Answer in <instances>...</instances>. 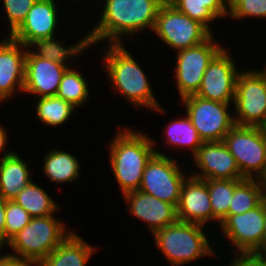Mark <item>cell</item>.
I'll use <instances>...</instances> for the list:
<instances>
[{
    "label": "cell",
    "instance_id": "4dcf8cb0",
    "mask_svg": "<svg viewBox=\"0 0 266 266\" xmlns=\"http://www.w3.org/2000/svg\"><path fill=\"white\" fill-rule=\"evenodd\" d=\"M30 214L13 200H6L4 245H6L31 220Z\"/></svg>",
    "mask_w": 266,
    "mask_h": 266
},
{
    "label": "cell",
    "instance_id": "7402d4cb",
    "mask_svg": "<svg viewBox=\"0 0 266 266\" xmlns=\"http://www.w3.org/2000/svg\"><path fill=\"white\" fill-rule=\"evenodd\" d=\"M179 12L201 23L211 34V24L228 16L229 0H167Z\"/></svg>",
    "mask_w": 266,
    "mask_h": 266
},
{
    "label": "cell",
    "instance_id": "ba28073f",
    "mask_svg": "<svg viewBox=\"0 0 266 266\" xmlns=\"http://www.w3.org/2000/svg\"><path fill=\"white\" fill-rule=\"evenodd\" d=\"M193 127L203 142L223 141L235 126L230 103H220L196 95L180 99ZM229 107V108H228Z\"/></svg>",
    "mask_w": 266,
    "mask_h": 266
},
{
    "label": "cell",
    "instance_id": "30bf717a",
    "mask_svg": "<svg viewBox=\"0 0 266 266\" xmlns=\"http://www.w3.org/2000/svg\"><path fill=\"white\" fill-rule=\"evenodd\" d=\"M233 104L235 125L258 126L266 117V80L260 68L239 72Z\"/></svg>",
    "mask_w": 266,
    "mask_h": 266
},
{
    "label": "cell",
    "instance_id": "d6986e66",
    "mask_svg": "<svg viewBox=\"0 0 266 266\" xmlns=\"http://www.w3.org/2000/svg\"><path fill=\"white\" fill-rule=\"evenodd\" d=\"M123 198L128 204L130 214L145 222L152 235L178 220L176 207L173 204L140 190L127 192L123 194Z\"/></svg>",
    "mask_w": 266,
    "mask_h": 266
},
{
    "label": "cell",
    "instance_id": "ffe728a7",
    "mask_svg": "<svg viewBox=\"0 0 266 266\" xmlns=\"http://www.w3.org/2000/svg\"><path fill=\"white\" fill-rule=\"evenodd\" d=\"M29 165L14 151H5L0 160V196L13 200L18 193L30 184Z\"/></svg>",
    "mask_w": 266,
    "mask_h": 266
},
{
    "label": "cell",
    "instance_id": "3957f363",
    "mask_svg": "<svg viewBox=\"0 0 266 266\" xmlns=\"http://www.w3.org/2000/svg\"><path fill=\"white\" fill-rule=\"evenodd\" d=\"M113 136L109 150L111 170L123 194L139 190L148 161L156 153L155 140L124 127Z\"/></svg>",
    "mask_w": 266,
    "mask_h": 266
},
{
    "label": "cell",
    "instance_id": "d590c367",
    "mask_svg": "<svg viewBox=\"0 0 266 266\" xmlns=\"http://www.w3.org/2000/svg\"><path fill=\"white\" fill-rule=\"evenodd\" d=\"M5 207L6 200L0 196V251L4 246Z\"/></svg>",
    "mask_w": 266,
    "mask_h": 266
},
{
    "label": "cell",
    "instance_id": "e0dca14e",
    "mask_svg": "<svg viewBox=\"0 0 266 266\" xmlns=\"http://www.w3.org/2000/svg\"><path fill=\"white\" fill-rule=\"evenodd\" d=\"M26 52L27 47L9 36H6L0 42L1 102L10 100L17 89L23 92Z\"/></svg>",
    "mask_w": 266,
    "mask_h": 266
},
{
    "label": "cell",
    "instance_id": "f35d334b",
    "mask_svg": "<svg viewBox=\"0 0 266 266\" xmlns=\"http://www.w3.org/2000/svg\"><path fill=\"white\" fill-rule=\"evenodd\" d=\"M262 249H266V198H265V225L263 231Z\"/></svg>",
    "mask_w": 266,
    "mask_h": 266
},
{
    "label": "cell",
    "instance_id": "603a6c76",
    "mask_svg": "<svg viewBox=\"0 0 266 266\" xmlns=\"http://www.w3.org/2000/svg\"><path fill=\"white\" fill-rule=\"evenodd\" d=\"M43 171L51 182L72 183L80 176V163L77 157L63 150H48L43 157Z\"/></svg>",
    "mask_w": 266,
    "mask_h": 266
},
{
    "label": "cell",
    "instance_id": "277c9868",
    "mask_svg": "<svg viewBox=\"0 0 266 266\" xmlns=\"http://www.w3.org/2000/svg\"><path fill=\"white\" fill-rule=\"evenodd\" d=\"M66 228L54 215L31 218L30 222L6 244L12 251L6 255L40 264L72 233Z\"/></svg>",
    "mask_w": 266,
    "mask_h": 266
},
{
    "label": "cell",
    "instance_id": "52a82bcc",
    "mask_svg": "<svg viewBox=\"0 0 266 266\" xmlns=\"http://www.w3.org/2000/svg\"><path fill=\"white\" fill-rule=\"evenodd\" d=\"M153 32L175 51L202 44L212 35L201 23L179 12L167 0L158 10Z\"/></svg>",
    "mask_w": 266,
    "mask_h": 266
},
{
    "label": "cell",
    "instance_id": "8992f818",
    "mask_svg": "<svg viewBox=\"0 0 266 266\" xmlns=\"http://www.w3.org/2000/svg\"><path fill=\"white\" fill-rule=\"evenodd\" d=\"M223 142L234 156L241 174L247 179L266 176V142L257 126L235 125Z\"/></svg>",
    "mask_w": 266,
    "mask_h": 266
},
{
    "label": "cell",
    "instance_id": "484cf974",
    "mask_svg": "<svg viewBox=\"0 0 266 266\" xmlns=\"http://www.w3.org/2000/svg\"><path fill=\"white\" fill-rule=\"evenodd\" d=\"M266 198V186L261 179H243L235 188L229 205V215L243 214L257 207Z\"/></svg>",
    "mask_w": 266,
    "mask_h": 266
},
{
    "label": "cell",
    "instance_id": "d6a6232c",
    "mask_svg": "<svg viewBox=\"0 0 266 266\" xmlns=\"http://www.w3.org/2000/svg\"><path fill=\"white\" fill-rule=\"evenodd\" d=\"M37 0H3L5 14L7 15L11 35L24 21L29 10Z\"/></svg>",
    "mask_w": 266,
    "mask_h": 266
},
{
    "label": "cell",
    "instance_id": "8d00e7d4",
    "mask_svg": "<svg viewBox=\"0 0 266 266\" xmlns=\"http://www.w3.org/2000/svg\"><path fill=\"white\" fill-rule=\"evenodd\" d=\"M7 131L4 127H2L0 125V153H2V151L4 150L5 146L7 145V140H8V136H7Z\"/></svg>",
    "mask_w": 266,
    "mask_h": 266
},
{
    "label": "cell",
    "instance_id": "ac0fdd59",
    "mask_svg": "<svg viewBox=\"0 0 266 266\" xmlns=\"http://www.w3.org/2000/svg\"><path fill=\"white\" fill-rule=\"evenodd\" d=\"M178 221L196 223L205 226L213 222V210L210 203L207 183L189 175L184 181L178 205L176 207Z\"/></svg>",
    "mask_w": 266,
    "mask_h": 266
},
{
    "label": "cell",
    "instance_id": "f1b7e54d",
    "mask_svg": "<svg viewBox=\"0 0 266 266\" xmlns=\"http://www.w3.org/2000/svg\"><path fill=\"white\" fill-rule=\"evenodd\" d=\"M36 103V116L41 123L51 127L65 124L76 108L73 104L58 96L38 98Z\"/></svg>",
    "mask_w": 266,
    "mask_h": 266
},
{
    "label": "cell",
    "instance_id": "5bb4252c",
    "mask_svg": "<svg viewBox=\"0 0 266 266\" xmlns=\"http://www.w3.org/2000/svg\"><path fill=\"white\" fill-rule=\"evenodd\" d=\"M197 170L191 176L198 179H246L240 172L234 156L223 141L203 142L193 156Z\"/></svg>",
    "mask_w": 266,
    "mask_h": 266
},
{
    "label": "cell",
    "instance_id": "4fadbf2b",
    "mask_svg": "<svg viewBox=\"0 0 266 266\" xmlns=\"http://www.w3.org/2000/svg\"><path fill=\"white\" fill-rule=\"evenodd\" d=\"M224 47L209 63L196 96L220 102H234L236 80L239 70Z\"/></svg>",
    "mask_w": 266,
    "mask_h": 266
},
{
    "label": "cell",
    "instance_id": "7c38bea8",
    "mask_svg": "<svg viewBox=\"0 0 266 266\" xmlns=\"http://www.w3.org/2000/svg\"><path fill=\"white\" fill-rule=\"evenodd\" d=\"M265 225V199L255 208L238 215H228L219 225L238 255H250L262 249Z\"/></svg>",
    "mask_w": 266,
    "mask_h": 266
},
{
    "label": "cell",
    "instance_id": "e575fe53",
    "mask_svg": "<svg viewBox=\"0 0 266 266\" xmlns=\"http://www.w3.org/2000/svg\"><path fill=\"white\" fill-rule=\"evenodd\" d=\"M229 266H261L260 263L250 255H236L232 258Z\"/></svg>",
    "mask_w": 266,
    "mask_h": 266
},
{
    "label": "cell",
    "instance_id": "74e56055",
    "mask_svg": "<svg viewBox=\"0 0 266 266\" xmlns=\"http://www.w3.org/2000/svg\"><path fill=\"white\" fill-rule=\"evenodd\" d=\"M257 127L266 142V117L258 124Z\"/></svg>",
    "mask_w": 266,
    "mask_h": 266
},
{
    "label": "cell",
    "instance_id": "44dd1931",
    "mask_svg": "<svg viewBox=\"0 0 266 266\" xmlns=\"http://www.w3.org/2000/svg\"><path fill=\"white\" fill-rule=\"evenodd\" d=\"M97 250L72 232L39 266H87Z\"/></svg>",
    "mask_w": 266,
    "mask_h": 266
},
{
    "label": "cell",
    "instance_id": "9a60e30c",
    "mask_svg": "<svg viewBox=\"0 0 266 266\" xmlns=\"http://www.w3.org/2000/svg\"><path fill=\"white\" fill-rule=\"evenodd\" d=\"M69 67L38 57L31 48H27L23 92L39 98L56 96L64 72Z\"/></svg>",
    "mask_w": 266,
    "mask_h": 266
},
{
    "label": "cell",
    "instance_id": "5b68a950",
    "mask_svg": "<svg viewBox=\"0 0 266 266\" xmlns=\"http://www.w3.org/2000/svg\"><path fill=\"white\" fill-rule=\"evenodd\" d=\"M203 225L176 221L152 236L159 251L164 254L170 266H181L191 263L203 256L216 254L209 244Z\"/></svg>",
    "mask_w": 266,
    "mask_h": 266
},
{
    "label": "cell",
    "instance_id": "2e32d148",
    "mask_svg": "<svg viewBox=\"0 0 266 266\" xmlns=\"http://www.w3.org/2000/svg\"><path fill=\"white\" fill-rule=\"evenodd\" d=\"M56 3L55 0H37L22 24L9 37L27 48L37 40L54 38L58 27Z\"/></svg>",
    "mask_w": 266,
    "mask_h": 266
},
{
    "label": "cell",
    "instance_id": "9c48e42d",
    "mask_svg": "<svg viewBox=\"0 0 266 266\" xmlns=\"http://www.w3.org/2000/svg\"><path fill=\"white\" fill-rule=\"evenodd\" d=\"M176 160L156 150L145 167L139 190L177 207L181 187L190 174L185 176Z\"/></svg>",
    "mask_w": 266,
    "mask_h": 266
},
{
    "label": "cell",
    "instance_id": "6da1fadb",
    "mask_svg": "<svg viewBox=\"0 0 266 266\" xmlns=\"http://www.w3.org/2000/svg\"><path fill=\"white\" fill-rule=\"evenodd\" d=\"M166 0H105L96 27L86 34L90 47L105 40L109 44H121L124 35L152 30L159 8Z\"/></svg>",
    "mask_w": 266,
    "mask_h": 266
},
{
    "label": "cell",
    "instance_id": "836d02e7",
    "mask_svg": "<svg viewBox=\"0 0 266 266\" xmlns=\"http://www.w3.org/2000/svg\"><path fill=\"white\" fill-rule=\"evenodd\" d=\"M0 266H39V263L32 260L13 258L6 254L1 255L0 253Z\"/></svg>",
    "mask_w": 266,
    "mask_h": 266
},
{
    "label": "cell",
    "instance_id": "83f0119b",
    "mask_svg": "<svg viewBox=\"0 0 266 266\" xmlns=\"http://www.w3.org/2000/svg\"><path fill=\"white\" fill-rule=\"evenodd\" d=\"M168 127L164 131L166 136L168 146H173L176 148L191 149L193 156L196 154L197 150L202 145L203 141L200 139L197 130L193 127L191 120L184 115L183 118L176 119L175 121L170 122Z\"/></svg>",
    "mask_w": 266,
    "mask_h": 266
},
{
    "label": "cell",
    "instance_id": "1f68e13d",
    "mask_svg": "<svg viewBox=\"0 0 266 266\" xmlns=\"http://www.w3.org/2000/svg\"><path fill=\"white\" fill-rule=\"evenodd\" d=\"M228 15L234 19L266 18V0H229Z\"/></svg>",
    "mask_w": 266,
    "mask_h": 266
},
{
    "label": "cell",
    "instance_id": "cb8c5ba5",
    "mask_svg": "<svg viewBox=\"0 0 266 266\" xmlns=\"http://www.w3.org/2000/svg\"><path fill=\"white\" fill-rule=\"evenodd\" d=\"M81 39V40H80ZM79 41L71 46H63L62 42H59L57 39L48 38V39H41L37 40L32 43L29 48H36L33 53L41 58L49 59L53 62L59 64H66L69 60L74 61L73 59L78 58L77 56L83 55L82 53L88 48H90L88 37L85 36L84 38H80Z\"/></svg>",
    "mask_w": 266,
    "mask_h": 266
},
{
    "label": "cell",
    "instance_id": "ab89813d",
    "mask_svg": "<svg viewBox=\"0 0 266 266\" xmlns=\"http://www.w3.org/2000/svg\"><path fill=\"white\" fill-rule=\"evenodd\" d=\"M266 80V67H264L262 70H260Z\"/></svg>",
    "mask_w": 266,
    "mask_h": 266
},
{
    "label": "cell",
    "instance_id": "4316f807",
    "mask_svg": "<svg viewBox=\"0 0 266 266\" xmlns=\"http://www.w3.org/2000/svg\"><path fill=\"white\" fill-rule=\"evenodd\" d=\"M243 179H205L213 210V220L219 224L229 215V205L233 197L234 188Z\"/></svg>",
    "mask_w": 266,
    "mask_h": 266
},
{
    "label": "cell",
    "instance_id": "f546056e",
    "mask_svg": "<svg viewBox=\"0 0 266 266\" xmlns=\"http://www.w3.org/2000/svg\"><path fill=\"white\" fill-rule=\"evenodd\" d=\"M87 84L84 75L71 66L64 72L56 96L79 108L81 105L84 106L90 99Z\"/></svg>",
    "mask_w": 266,
    "mask_h": 266
},
{
    "label": "cell",
    "instance_id": "d4e9b609",
    "mask_svg": "<svg viewBox=\"0 0 266 266\" xmlns=\"http://www.w3.org/2000/svg\"><path fill=\"white\" fill-rule=\"evenodd\" d=\"M32 218L53 215L60 208L44 188L32 181L13 198Z\"/></svg>",
    "mask_w": 266,
    "mask_h": 266
},
{
    "label": "cell",
    "instance_id": "8fae6325",
    "mask_svg": "<svg viewBox=\"0 0 266 266\" xmlns=\"http://www.w3.org/2000/svg\"><path fill=\"white\" fill-rule=\"evenodd\" d=\"M213 36L202 44L176 52L174 78L181 99L197 93L209 63L224 48Z\"/></svg>",
    "mask_w": 266,
    "mask_h": 266
},
{
    "label": "cell",
    "instance_id": "7a4b0ae2",
    "mask_svg": "<svg viewBox=\"0 0 266 266\" xmlns=\"http://www.w3.org/2000/svg\"><path fill=\"white\" fill-rule=\"evenodd\" d=\"M104 48V65L111 87L124 98L140 109L145 107L162 114L165 113L158 104L153 90L148 82V76L132 54L121 44H107ZM126 48V49H125Z\"/></svg>",
    "mask_w": 266,
    "mask_h": 266
}]
</instances>
